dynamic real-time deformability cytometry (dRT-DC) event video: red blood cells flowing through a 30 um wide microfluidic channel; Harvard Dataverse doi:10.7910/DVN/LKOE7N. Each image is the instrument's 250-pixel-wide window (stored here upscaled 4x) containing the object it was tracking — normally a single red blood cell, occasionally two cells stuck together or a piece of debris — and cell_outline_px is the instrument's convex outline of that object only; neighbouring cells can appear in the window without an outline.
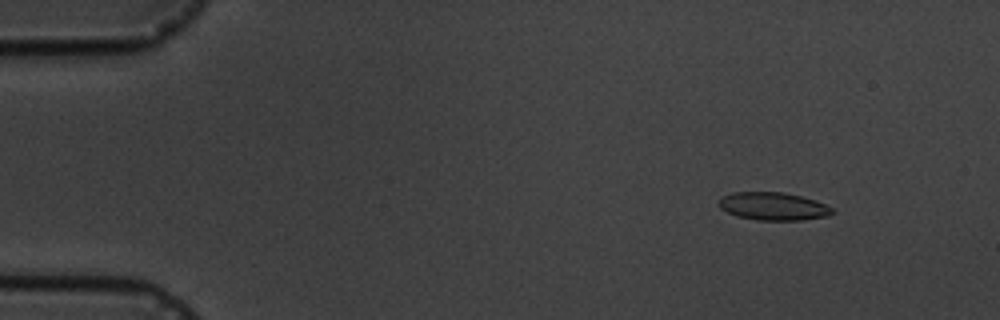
{"species": "common noctule bat (a hibernating species)", "species_latin": "Nyctalus noctula", "temperature_condition": "cold", "stored_images_in_passage": 5, "camera_frame_rate_fps": 3000, "um_per_image_px": 0.085, "animal": {"sex": "male", "body_mass_g": 19.5, "forearm_length_mm": 54.6}, "frame": {"image": 1, "passage_image": 1, "time_ms": 0.0, "image_size_px": [1000, 320], "cell_outline_px": [[832, 212], [828, 216], [800, 220], [756, 220], [736, 216], [720, 208], [720, 200], [724, 196], [732, 192], [784, 192], [816, 200], [832, 208]], "centroid_in_image_um": [65.72, 17.53], "position_along_channel_um": 19.3, "area_um2": 18.26}}
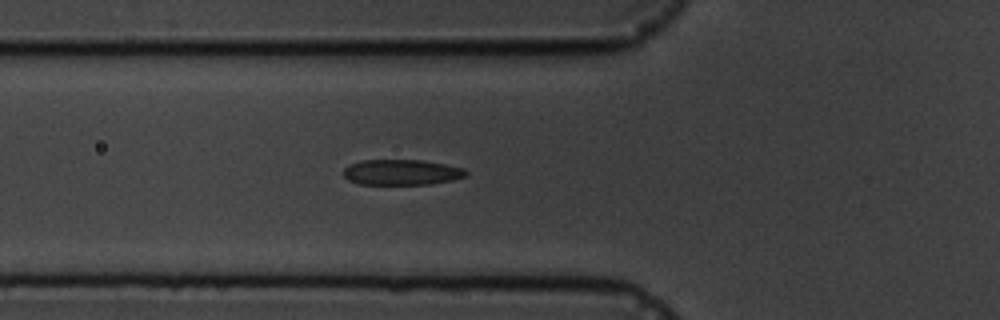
{"frame": {"image": 2, "passage_image": 5, "time_ms": 4.667, "image_size_px": [1000, 320], "cell_outline_px": [[468, 176], [452, 180], [432, 184], [360, 184], [348, 180], [344, 176], [344, 168], [348, 164], [360, 160], [420, 160], [444, 164], [464, 168], [468, 172]], "centroid_in_image_um": [34.14, 14.64], "position_along_channel_um": 91.7, "area_um2": 18.32}}